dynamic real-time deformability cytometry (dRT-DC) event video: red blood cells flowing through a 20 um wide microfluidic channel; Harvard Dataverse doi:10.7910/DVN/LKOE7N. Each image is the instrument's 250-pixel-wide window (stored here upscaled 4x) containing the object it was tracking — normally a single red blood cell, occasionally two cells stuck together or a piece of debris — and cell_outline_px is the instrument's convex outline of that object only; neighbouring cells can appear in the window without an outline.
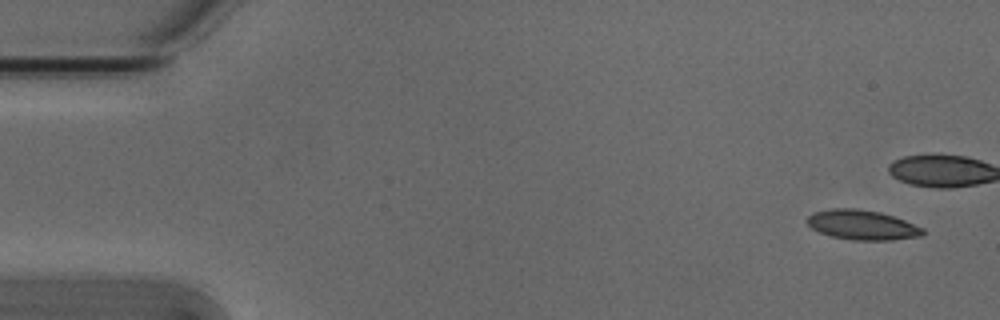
{"species": "Egyptian fruit bat (a non-hibernating species)", "species_latin": "Rousettus aegyptiacus", "temperature_condition": "cold", "stored_images_in_passage": 8, "camera_frame_rate_fps": 3000, "um_per_image_px": 0.085, "animal": {"sex": "male"}, "frame": {"image": 1, "passage_image": 1, "time_ms": 0.0, "image_size_px": [1000, 320], "cell_outline_px": [[924, 232], [920, 236], [892, 240], [852, 240], [832, 236], [820, 232], [812, 228], [808, 224], [808, 216], [812, 212], [832, 208], [856, 208], [880, 212], [904, 220], [924, 228]], "centroid_in_image_um": [73.28, 19.11], "position_along_channel_um": 11.7, "area_um2": 19.94}}
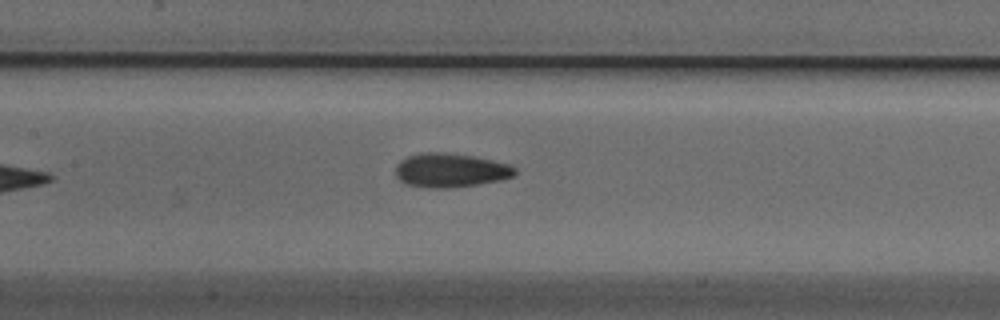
{"frame": {"image": 2, "passage_image": 8, "time_ms": 2.333, "image_size_px": [1000, 320], "cell_outline_px": [[516, 172], [512, 176], [500, 180], [480, 184], [452, 188], [432, 188], [404, 184], [396, 176], [396, 164], [400, 160], [408, 156], [428, 152], [436, 152], [472, 156], [508, 164], [516, 168]], "centroid_in_image_um": [38.26, 14.49], "position_along_channel_um": 169.1, "area_um2": 23.47}}